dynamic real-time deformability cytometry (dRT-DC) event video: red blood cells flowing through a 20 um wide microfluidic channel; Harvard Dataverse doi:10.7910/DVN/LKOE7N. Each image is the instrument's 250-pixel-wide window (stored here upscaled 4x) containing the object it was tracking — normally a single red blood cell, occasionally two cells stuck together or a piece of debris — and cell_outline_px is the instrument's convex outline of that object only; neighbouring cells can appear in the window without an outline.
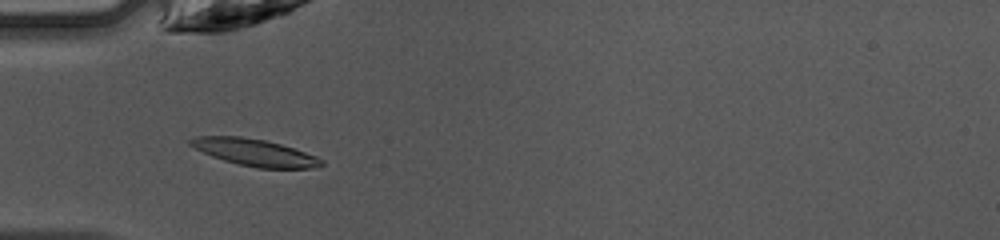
{"species": "common noctule bat (a hibernating species)", "species_latin": "Nyctalus noctula", "temperature_condition": "warm", "stored_images_in_passage": 47, "camera_frame_rate_fps": 3000, "um_per_image_px": 0.085, "animal": {"sex": "female", "body_mass_g": 10.0, "forearm_length_mm": 53.1}, "frame": {"image": 1, "passage_image": 15, "time_ms": 4.667, "image_size_px": [1000, 240], "cell_outline_px": [[324, 164], [308, 168], [256, 168], [224, 160], [212, 156], [188, 144], [188, 140], [196, 136], [240, 136], [264, 140], [280, 144], [316, 156], [324, 160]], "centroid_in_image_um": [21.63, 12.95], "position_along_channel_um": 63.4, "area_um2": 20.23}}
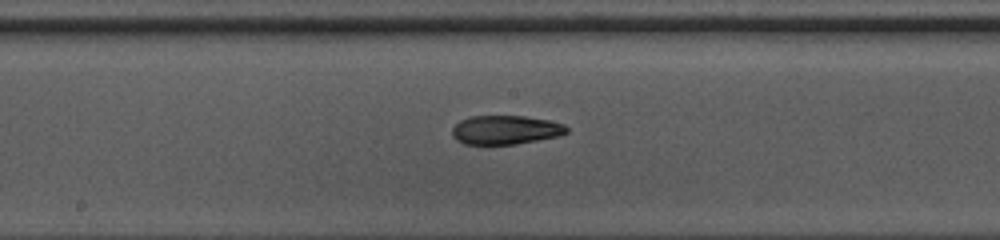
{"frame": {"image": 2, "passage_image": 25, "time_ms": 8.0, "image_size_px": [1000, 240], "cell_outline_px": [[568, 132], [556, 136], [516, 144], [464, 144], [456, 140], [452, 136], [452, 128], [460, 120], [468, 116], [524, 116], [548, 120], [564, 124], [568, 128]], "centroid_in_image_um": [42.93, 11.03], "position_along_channel_um": 205.3, "area_um2": 19.25}}
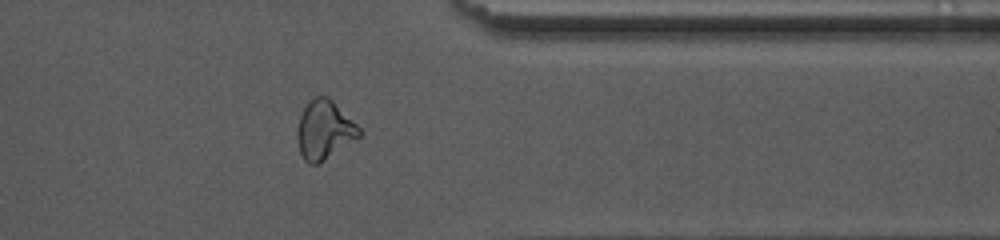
{"frame": {"image": 3, "passage_image": 38, "time_ms": 12.333, "image_size_px": [1000, 240], "cell_outline_px": [[360, 136], [356, 140], [316, 164], [308, 164], [304, 160], [300, 152], [296, 136], [296, 132], [300, 116], [304, 104], [308, 100], [316, 96], [328, 96], [360, 128]], "centroid_in_image_um": [27.53, 11.03], "position_along_channel_um": 383.9, "area_um2": 21.15}, "authors_computed_cell_mechanics": {"area_um2": 19.8254, "velocity_mm_per_s": 4.2818, "shape_relaxation_time_tau1_ms": 3.9268, "shape_relaxation_time_tau2_ms": 3.879, "deformation_change_tau1": 0.1798, "deformation_change_tau2": 0.1036}}